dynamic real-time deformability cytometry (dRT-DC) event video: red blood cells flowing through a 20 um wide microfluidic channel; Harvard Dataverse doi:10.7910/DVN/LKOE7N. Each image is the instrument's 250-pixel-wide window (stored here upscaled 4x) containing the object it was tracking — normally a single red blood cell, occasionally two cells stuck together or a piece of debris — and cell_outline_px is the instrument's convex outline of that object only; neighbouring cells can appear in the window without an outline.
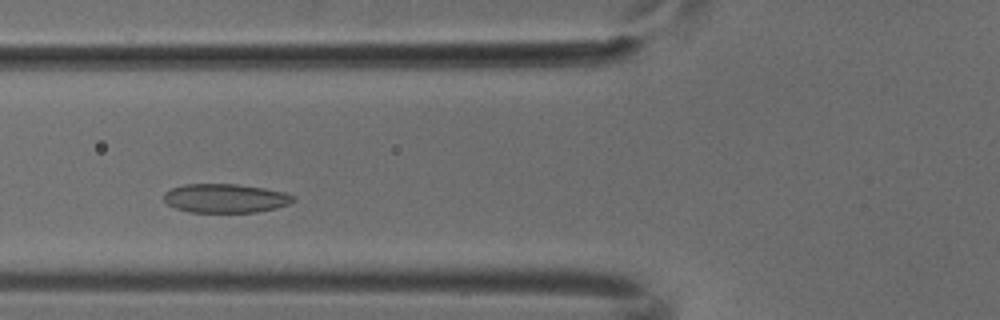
{"species": "common noctule bat (a hibernating species)", "species_latin": "Nyctalus noctula", "temperature_condition": "cold", "stored_images_in_passage": 5, "camera_frame_rate_fps": 3000, "um_per_image_px": 0.085, "animal": {"sex": "male", "body_mass_g": 18.8}, "frame": {"image": 1, "passage_image": 3, "time_ms": 0.667, "image_size_px": [1000, 320], "cell_outline_px": [[296, 200], [292, 204], [276, 208], [256, 212], [188, 212], [176, 208], [168, 204], [164, 200], [164, 192], [172, 188], [184, 184], [236, 184], [264, 188], [284, 192], [296, 196]], "centroid_in_image_um": [19.2, 16.85], "position_along_channel_um": 106.6, "area_um2": 21.96}}
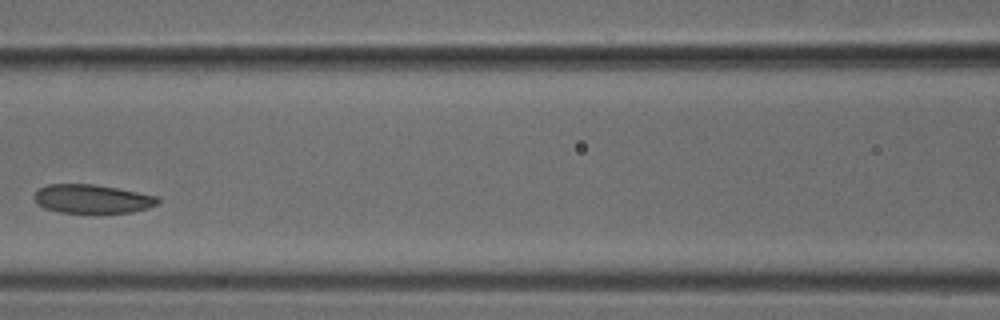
{"frame": {"image": 2, "passage_image": 4, "time_ms": 1.0, "image_size_px": [1000, 320], "cell_outline_px": [[160, 204], [148, 208], [132, 212], [96, 216], [60, 212], [44, 208], [36, 204], [32, 196], [40, 188], [48, 184], [96, 184], [156, 196], [160, 200]], "centroid_in_image_um": [7.83, 16.96], "position_along_channel_um": 158.8, "area_um2": 21.68}}
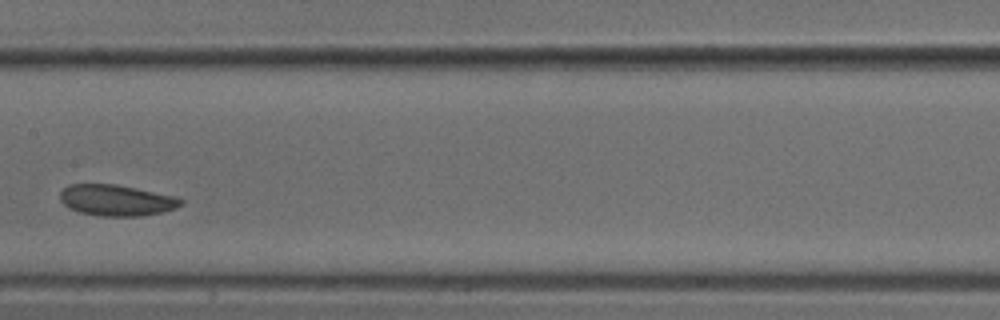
{"frame": {"image": 3, "passage_image": 5, "time_ms": 1.333, "image_size_px": [1000, 320], "cell_outline_px": [[184, 200], [176, 208], [160, 212], [140, 216], [104, 216], [80, 212], [68, 208], [60, 200], [60, 192], [68, 184], [116, 184], [136, 188], [172, 196]], "centroid_in_image_um": [9.84, 17.02], "position_along_channel_um": 197.6, "area_um2": 21.62}}